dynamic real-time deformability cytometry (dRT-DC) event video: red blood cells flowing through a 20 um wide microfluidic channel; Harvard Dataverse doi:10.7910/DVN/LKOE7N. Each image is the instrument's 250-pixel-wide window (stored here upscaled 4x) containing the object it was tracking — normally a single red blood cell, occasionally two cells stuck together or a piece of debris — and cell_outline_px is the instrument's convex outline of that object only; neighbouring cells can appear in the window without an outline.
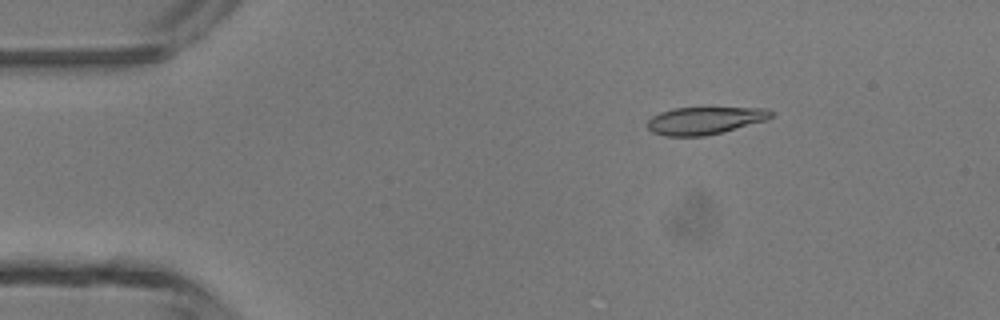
{"species": "common noctule bat (a hibernating species)", "species_latin": "Nyctalus noctula", "temperature_condition": "room temperature", "stored_images_in_passage": 47, "camera_frame_rate_fps": 3000, "um_per_image_px": 0.085, "animal": {"sex": "male", "body_mass_g": 13.3}, "frame": {"image": 1, "passage_image": 7, "time_ms": 2.0, "image_size_px": [1000, 320], "cell_outline_px": [[772, 116], [768, 120], [724, 132], [704, 136], [664, 136], [652, 132], [648, 128], [648, 120], [652, 116], [660, 112], [672, 108], [768, 108], [772, 112]], "centroid_in_image_um": [59.92, 10.25], "position_along_channel_um": 25.1, "area_um2": 19.88}}
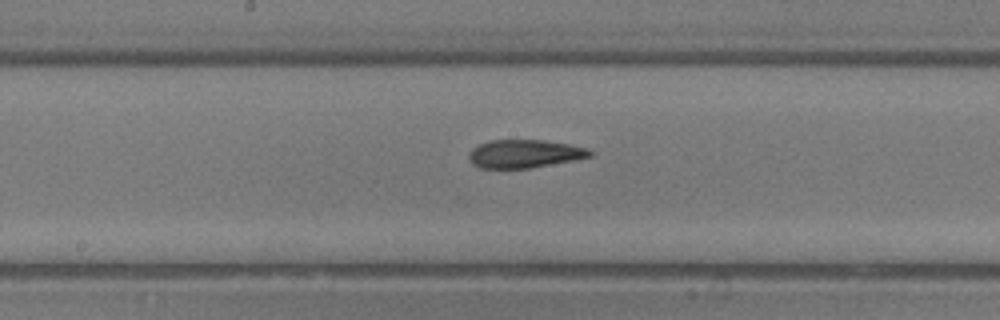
{"frame": {"image": 2, "passage_image": 24, "time_ms": 7.667, "image_size_px": [1000, 320], "cell_outline_px": [[596, 152], [592, 156], [576, 160], [528, 168], [480, 168], [472, 164], [468, 160], [468, 156], [472, 148], [480, 144], [492, 140], [544, 140], [568, 144], [588, 148]], "centroid_in_image_um": [44.61, 13.07], "position_along_channel_um": 203.6, "area_um2": 20.0}}
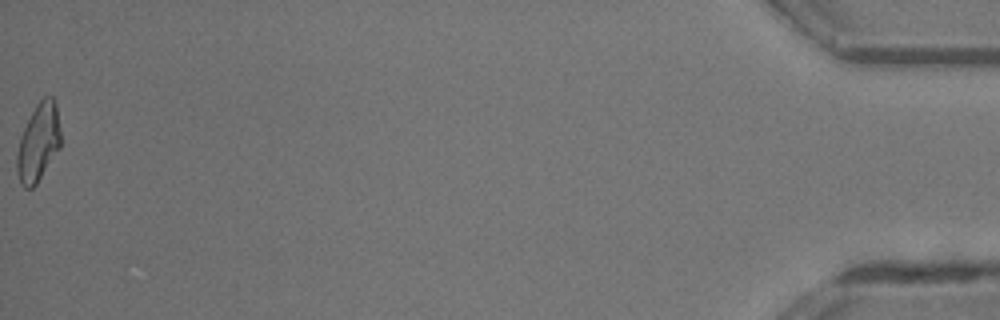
{"frame": {"image": 3, "passage_image": 47, "time_ms": 15.333, "image_size_px": [1000, 320], "cell_outline_px": [[60, 148], [36, 184], [32, 188], [24, 188], [20, 184], [16, 172], [16, 156], [20, 136], [36, 104], [44, 96], [52, 96], [56, 104], [60, 132]], "centroid_in_image_um": [3.24, 12.13], "position_along_channel_um": 432.0, "area_um2": 19.83}, "authors_computed_cell_mechanics": {"area_um2": 20.1144, "velocity_mm_per_s": 4.3524, "shape_relaxation_time_tau1_ms": 4.1621, "shape_relaxation_time_tau2_ms": 3.3952, "deformation_change_tau1": 0.1586, "deformation_change_tau2": 0.1322}}